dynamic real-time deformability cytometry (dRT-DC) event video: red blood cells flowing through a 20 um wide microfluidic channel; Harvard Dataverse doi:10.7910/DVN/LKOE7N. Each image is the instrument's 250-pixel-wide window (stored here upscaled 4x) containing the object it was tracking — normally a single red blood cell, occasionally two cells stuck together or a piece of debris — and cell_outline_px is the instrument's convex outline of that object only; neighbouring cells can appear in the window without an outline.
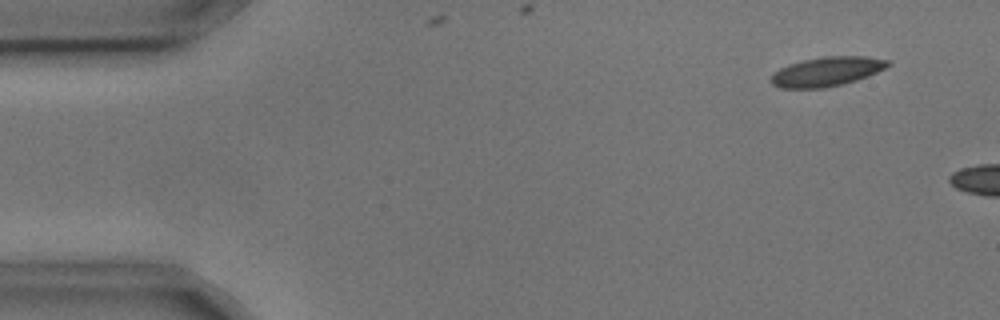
{"species": "common noctule bat (a hibernating species)", "species_latin": "Nyctalus noctula", "temperature_condition": "cold", "stored_images_in_passage": 2, "camera_frame_rate_fps": 3000, "um_per_image_px": 0.085, "animal": {"sex": "male", "body_mass_g": 17.9, "forearm_length_mm": 54.2}, "frame": {"image": 1, "passage_image": 1, "time_ms": 0.0, "image_size_px": [1000, 320], "cell_outline_px": [[892, 64], [868, 76], [856, 80], [824, 88], [780, 88], [772, 84], [772, 76], [780, 68], [788, 64], [804, 60], [824, 56], [868, 56], [888, 60]], "centroid_in_image_um": [70.3, 6.07], "position_along_channel_um": 14.7, "area_um2": 19.77}}